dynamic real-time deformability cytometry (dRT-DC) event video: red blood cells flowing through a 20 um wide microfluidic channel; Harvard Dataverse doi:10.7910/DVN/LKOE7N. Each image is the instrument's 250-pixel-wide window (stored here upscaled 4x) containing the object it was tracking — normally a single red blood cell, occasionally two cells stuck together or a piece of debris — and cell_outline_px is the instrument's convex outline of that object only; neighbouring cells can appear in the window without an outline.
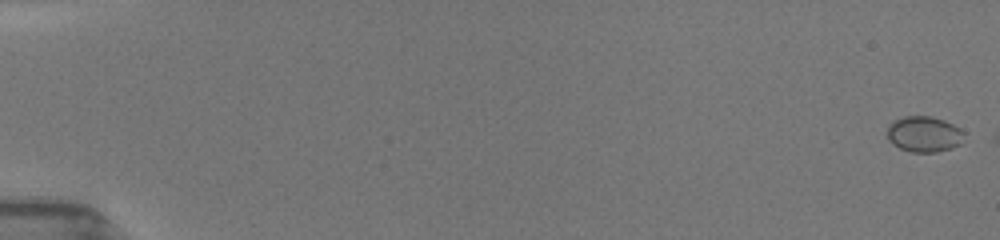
{"species": "common noctule bat (a hibernating species)", "species_latin": "Nyctalus noctula", "temperature_condition": "room temperature", "stored_images_in_passage": 11, "camera_frame_rate_fps": 3000, "um_per_image_px": 0.085, "animal": {"sex": "female", "body_mass_g": 19.5, "forearm_length_mm": 54.1}, "frame": {"image": 1, "passage_image": 1, "time_ms": 0.0, "image_size_px": [1000, 240], "cell_outline_px": [[964, 132], [960, 144], [952, 148], [936, 152], [912, 152], [900, 148], [892, 144], [888, 140], [888, 124], [904, 116], [932, 116], [944, 120], [960, 128]], "centroid_in_image_um": [78.54, 11.4], "position_along_channel_um": 6.5, "area_um2": 16.01}}